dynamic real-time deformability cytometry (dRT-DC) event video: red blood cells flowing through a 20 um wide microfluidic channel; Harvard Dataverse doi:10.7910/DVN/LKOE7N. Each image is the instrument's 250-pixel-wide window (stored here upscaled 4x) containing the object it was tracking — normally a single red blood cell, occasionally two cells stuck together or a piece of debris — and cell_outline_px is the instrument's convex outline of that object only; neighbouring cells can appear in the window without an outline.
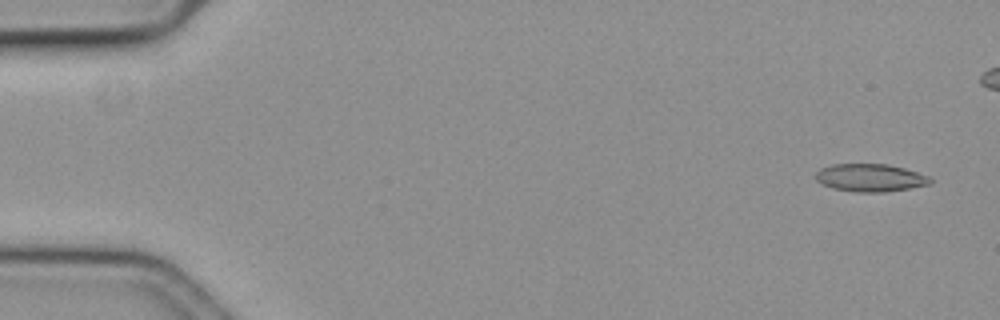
{"species": "common noctule bat (a hibernating species)", "species_latin": "Nyctalus noctula", "temperature_condition": "cold", "stored_images_in_passage": 51, "camera_frame_rate_fps": 3000, "um_per_image_px": 0.085, "animal": {"sex": "female", "body_mass_g": 19.3, "forearm_length_mm": 54.1}, "frame": {"image": 1, "passage_image": 3, "time_ms": 0.667, "image_size_px": [1000, 320], "cell_outline_px": [[932, 180], [928, 184], [908, 188], [884, 192], [860, 192], [832, 188], [816, 180], [816, 172], [820, 168], [832, 164], [888, 164], [904, 168], [928, 176]], "centroid_in_image_um": [73.94, 15.1], "position_along_channel_um": 11.1, "area_um2": 18.26}}
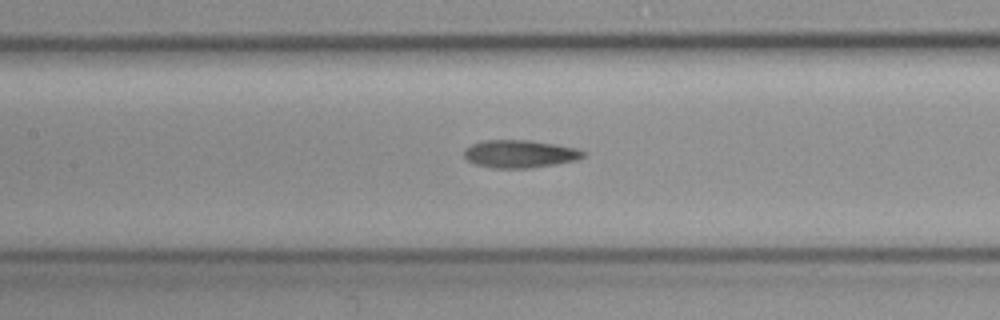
{"frame": {"image": 2, "passage_image": 27, "time_ms": 8.667, "image_size_px": [1000, 320], "cell_outline_px": [[588, 152], [584, 156], [576, 160], [556, 164], [532, 168], [492, 168], [476, 164], [468, 160], [464, 156], [464, 152], [472, 144], [484, 140], [528, 140], [576, 148]], "centroid_in_image_um": [44.21, 13.09], "position_along_channel_um": 163.2, "area_um2": 19.13}}
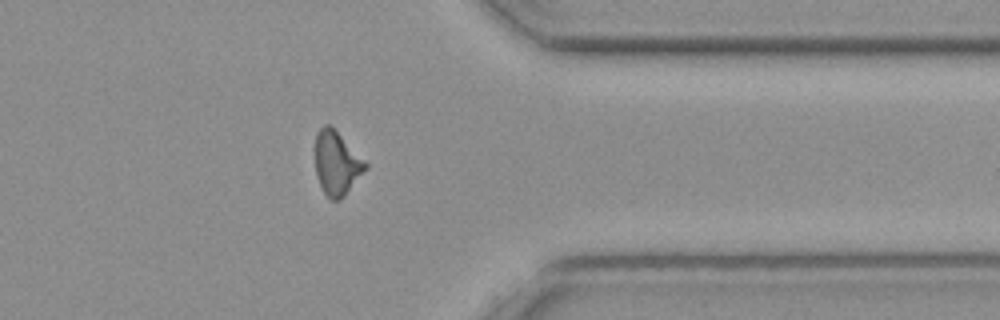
{"frame": {"image": 3, "passage_image": 46, "time_ms": 15.0, "image_size_px": [1000, 320], "cell_outline_px": [[368, 168], [344, 196], [340, 200], [332, 200], [324, 192], [320, 184], [316, 172], [312, 148], [316, 132], [324, 124], [332, 124], [368, 164]], "centroid_in_image_um": [28.58, 13.8], "position_along_channel_um": 382.8, "area_um2": 19.31}}